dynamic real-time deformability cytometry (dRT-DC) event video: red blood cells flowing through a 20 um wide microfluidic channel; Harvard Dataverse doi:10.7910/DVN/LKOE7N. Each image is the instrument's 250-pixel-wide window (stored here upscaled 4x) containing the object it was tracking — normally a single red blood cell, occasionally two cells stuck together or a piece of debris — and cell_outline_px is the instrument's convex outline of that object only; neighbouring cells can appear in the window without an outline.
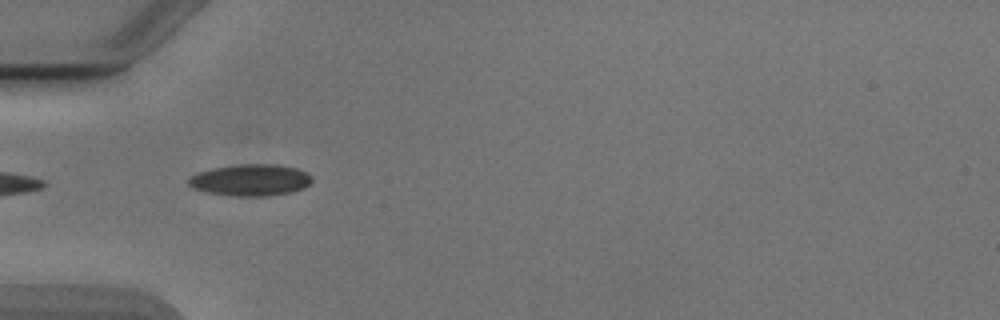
{"species": "Egyptian fruit bat (a non-hibernating species)", "species_latin": "Rousettus aegyptiacus", "temperature_condition": "cold", "stored_images_in_passage": 4, "camera_frame_rate_fps": 3000, "um_per_image_px": 0.085, "animal": {"sex": "male"}, "frame": {"image": 1, "passage_image": 3, "time_ms": 3.0, "image_size_px": [1000, 320], "cell_outline_px": [[312, 180], [304, 188], [292, 192], [268, 196], [232, 196], [208, 192], [192, 188], [188, 184], [188, 176], [196, 172], [212, 168], [236, 164], [276, 164], [296, 168], [308, 172], [312, 176]], "centroid_in_image_um": [21.28, 15.3], "position_along_channel_um": 63.7, "area_um2": 23.06}}
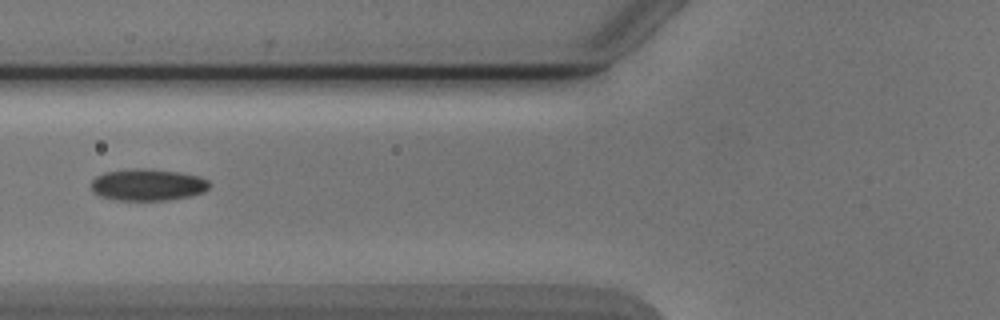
{"frame": {"image": 2, "passage_image": 4, "time_ms": 4.333, "image_size_px": [1000, 320], "cell_outline_px": [[212, 184], [204, 192], [188, 196], [164, 200], [116, 200], [100, 196], [92, 192], [92, 180], [96, 176], [104, 172], [136, 168], [144, 168], [180, 172], [200, 176], [208, 180]], "centroid_in_image_um": [12.56, 15.7], "position_along_channel_um": 113.2, "area_um2": 21.96}}